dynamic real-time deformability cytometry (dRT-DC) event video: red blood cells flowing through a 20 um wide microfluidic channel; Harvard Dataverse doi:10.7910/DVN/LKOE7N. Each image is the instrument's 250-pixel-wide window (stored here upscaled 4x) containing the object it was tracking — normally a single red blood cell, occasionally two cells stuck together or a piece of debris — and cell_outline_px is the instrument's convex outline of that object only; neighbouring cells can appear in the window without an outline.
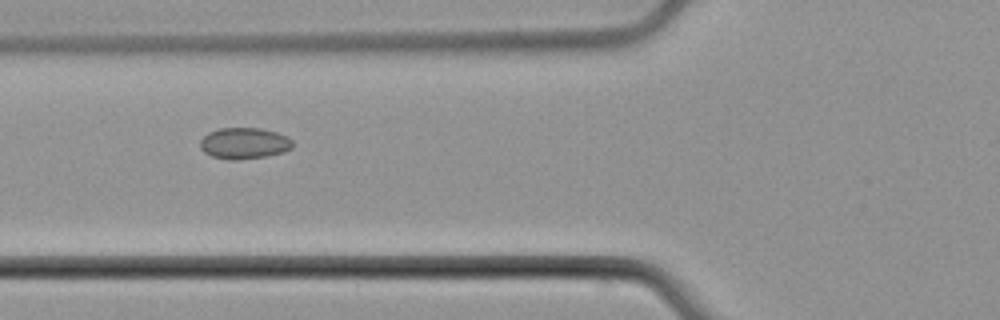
{"species": "common noctule bat (a hibernating species)", "species_latin": "Nyctalus noctula", "temperature_condition": "cold", "stored_images_in_passage": 6, "camera_frame_rate_fps": 3000, "um_per_image_px": 0.085, "animal": {"sex": "male", "body_mass_g": 21.5, "forearm_length_mm": 52.0}, "frame": {"image": 1, "passage_image": 5, "time_ms": 5.667, "image_size_px": [1000, 320], "cell_outline_px": [[292, 148], [284, 152], [264, 156], [236, 160], [228, 160], [212, 156], [204, 152], [200, 148], [200, 140], [208, 132], [220, 128], [260, 128], [276, 132], [288, 136], [292, 140]], "centroid_in_image_um": [20.75, 12.17], "position_along_channel_um": 105.1, "area_um2": 16.88}}
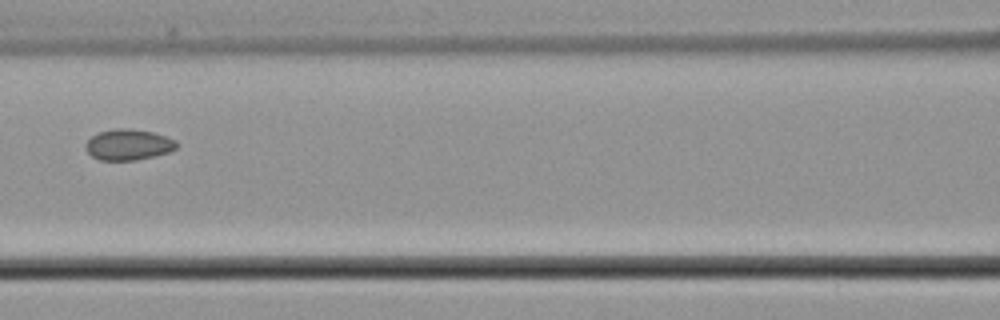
{"frame": {"image": 2, "passage_image": 6, "time_ms": 7.0, "image_size_px": [1000, 320], "cell_outline_px": [[176, 148], [168, 152], [136, 160], [100, 160], [92, 156], [88, 152], [84, 144], [92, 136], [100, 132], [116, 128], [128, 128], [152, 132], [176, 140]], "centroid_in_image_um": [10.89, 12.29], "position_along_channel_um": 155.7, "area_um2": 16.13}}